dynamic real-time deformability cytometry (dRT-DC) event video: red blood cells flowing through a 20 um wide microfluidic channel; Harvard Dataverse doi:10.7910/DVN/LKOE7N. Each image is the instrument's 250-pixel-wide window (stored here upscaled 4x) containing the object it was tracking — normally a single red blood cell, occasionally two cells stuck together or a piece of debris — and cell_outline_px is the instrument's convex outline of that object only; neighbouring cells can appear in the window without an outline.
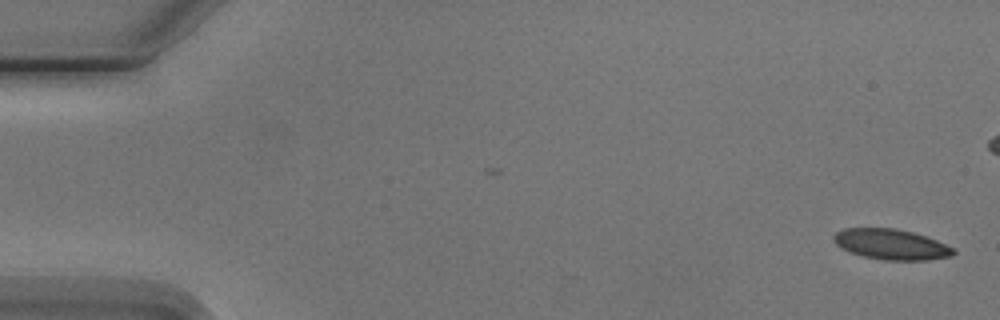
{"species": "Egyptian fruit bat (a non-hibernating species)", "species_latin": "Rousettus aegyptiacus", "temperature_condition": "cold", "stored_images_in_passage": 2, "camera_frame_rate_fps": 3000, "um_per_image_px": 0.085, "animal": {"sex": "male"}, "frame": {"image": 1, "passage_image": 2, "time_ms": 1.0, "image_size_px": [1000, 320], "cell_outline_px": [[956, 252], [952, 256], [928, 260], [884, 260], [864, 256], [848, 252], [840, 248], [832, 240], [832, 236], [836, 232], [844, 228], [896, 228], [912, 232], [936, 240], [956, 248]], "centroid_in_image_um": [75.74, 20.77], "position_along_channel_um": 9.3, "area_um2": 21.44}}